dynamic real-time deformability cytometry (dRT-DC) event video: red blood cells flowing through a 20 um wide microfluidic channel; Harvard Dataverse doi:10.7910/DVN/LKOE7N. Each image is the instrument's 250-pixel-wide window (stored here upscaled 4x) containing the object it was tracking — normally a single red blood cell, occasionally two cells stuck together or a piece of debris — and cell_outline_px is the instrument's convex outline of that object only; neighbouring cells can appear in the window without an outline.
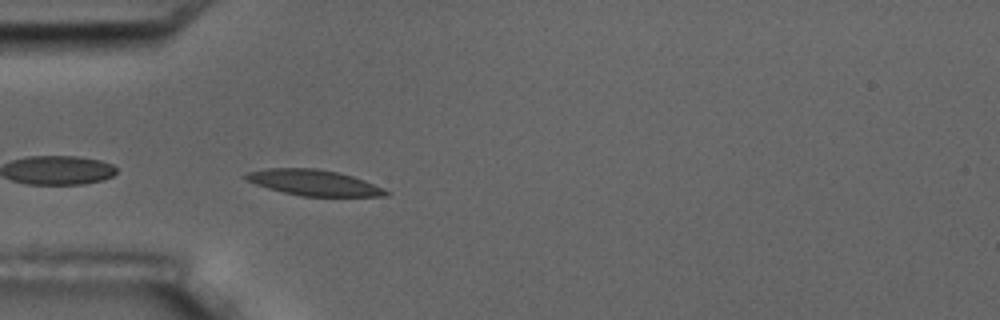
{"species": "common noctule bat (a hibernating species)", "species_latin": "Nyctalus noctula", "temperature_condition": "room temperature", "stored_images_in_passage": 4, "camera_frame_rate_fps": 3000, "um_per_image_px": 0.085, "animal": {"sex": "male", "body_mass_g": 17.5, "forearm_length_mm": 52.3}, "frame": {"image": 1, "passage_image": 4, "time_ms": 4.333, "image_size_px": [1000, 320], "cell_outline_px": [[388, 192], [384, 196], [300, 196], [268, 188], [244, 180], [240, 176], [248, 172], [268, 168], [316, 168], [336, 172], [352, 176], [364, 180], [384, 188]], "centroid_in_image_um": [26.61, 15.52], "position_along_channel_um": 58.4, "area_um2": 20.92}}